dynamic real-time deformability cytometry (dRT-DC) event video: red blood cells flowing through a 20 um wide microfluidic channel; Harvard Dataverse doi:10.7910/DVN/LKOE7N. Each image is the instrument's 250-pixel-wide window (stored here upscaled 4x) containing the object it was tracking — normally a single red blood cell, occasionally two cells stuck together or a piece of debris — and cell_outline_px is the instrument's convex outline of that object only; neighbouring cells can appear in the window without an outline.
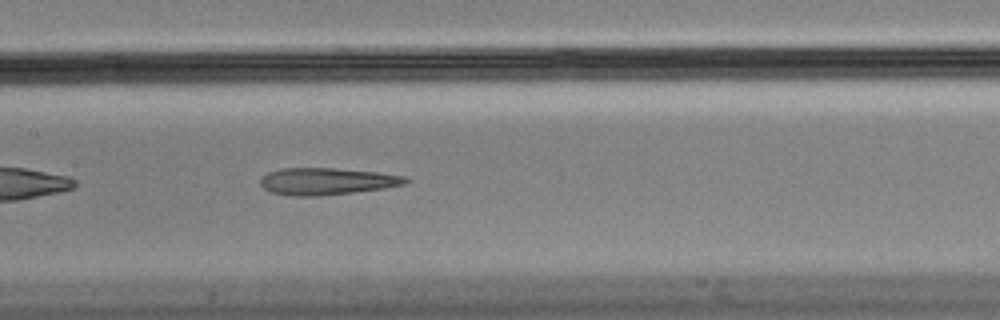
{"species": "Egyptian fruit bat (a non-hibernating species)", "species_latin": "Rousettus aegyptiacus", "temperature_condition": "cold", "stored_images_in_passage": 41, "camera_frame_rate_fps": 3000, "um_per_image_px": 0.085, "animal": {"sex": "male"}, "frame": {"image": 1, "passage_image": 12, "time_ms": 3.667, "image_size_px": [1000, 320], "cell_outline_px": [[412, 180], [404, 184], [384, 188], [320, 196], [292, 196], [272, 192], [264, 188], [260, 184], [260, 176], [268, 172], [280, 168], [336, 168], [376, 172], [404, 176]], "centroid_in_image_um": [27.74, 15.4], "position_along_channel_um": 179.7, "area_um2": 22.83}, "authors_computed_cell_mechanics": {"area_um2": 24.6228, "velocity_mm_per_s": 3.5125, "shape_relaxation_time_tau1_ms": null, "shape_relaxation_time_tau2_ms": 2.545, "deformation_change_tau1": null, "deformation_change_tau2": 0.1284}}